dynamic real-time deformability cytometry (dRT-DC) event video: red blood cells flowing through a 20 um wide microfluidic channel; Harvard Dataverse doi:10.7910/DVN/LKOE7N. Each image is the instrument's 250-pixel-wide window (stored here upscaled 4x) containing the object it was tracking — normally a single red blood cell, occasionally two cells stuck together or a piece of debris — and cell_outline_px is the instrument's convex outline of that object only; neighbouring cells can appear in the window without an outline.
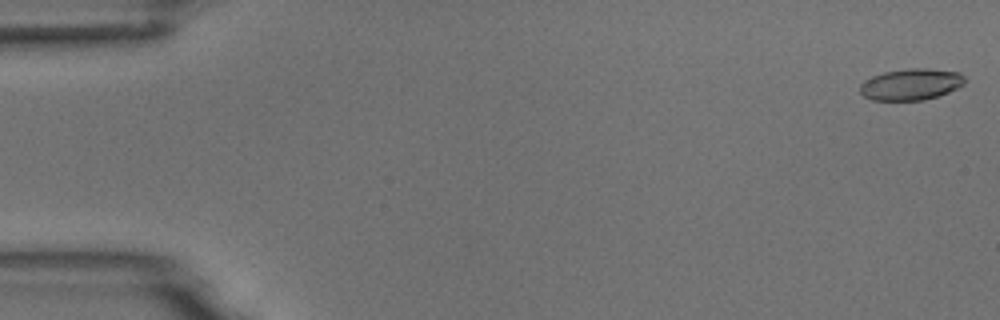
{"species": "common noctule bat (a hibernating species)", "species_latin": "Nyctalus noctula", "temperature_condition": "room temperature", "stored_images_in_passage": 10, "camera_frame_rate_fps": 3000, "um_per_image_px": 0.085, "animal": {"sex": "male", "body_mass_g": 18.8}, "frame": {"image": 1, "passage_image": 1, "time_ms": 0.0, "image_size_px": [1000, 320], "cell_outline_px": [[964, 84], [948, 92], [924, 100], [872, 100], [864, 96], [860, 92], [860, 84], [864, 80], [872, 76], [884, 72], [908, 68], [928, 68], [960, 72], [964, 76]], "centroid_in_image_um": [77.42, 7.16], "position_along_channel_um": 7.6, "area_um2": 19.19}}